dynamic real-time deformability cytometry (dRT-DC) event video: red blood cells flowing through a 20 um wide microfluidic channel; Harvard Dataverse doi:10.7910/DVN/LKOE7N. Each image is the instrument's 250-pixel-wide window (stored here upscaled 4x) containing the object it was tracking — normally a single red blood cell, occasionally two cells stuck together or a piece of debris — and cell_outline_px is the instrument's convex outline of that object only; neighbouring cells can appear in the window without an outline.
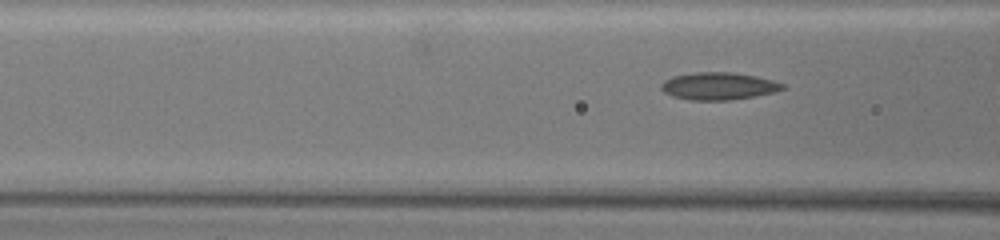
{"species": "common noctule bat (a hibernating species)", "species_latin": "Nyctalus noctula", "temperature_condition": "warm", "stored_images_in_passage": 46, "camera_frame_rate_fps": 3000, "um_per_image_px": 0.085, "animal": {"sex": "female", "body_mass_g": 19.5, "forearm_length_mm": 54.1}, "frame": {"image": 1, "passage_image": 18, "time_ms": 5.667, "image_size_px": [1000, 240], "cell_outline_px": [[784, 88], [772, 92], [756, 96], [732, 100], [688, 100], [672, 96], [664, 92], [660, 88], [660, 84], [664, 80], [672, 76], [692, 72], [732, 72], [756, 76], [772, 80], [784, 84]], "centroid_in_image_um": [61.02, 7.31], "position_along_channel_um": 105.6, "area_um2": 19.48}}
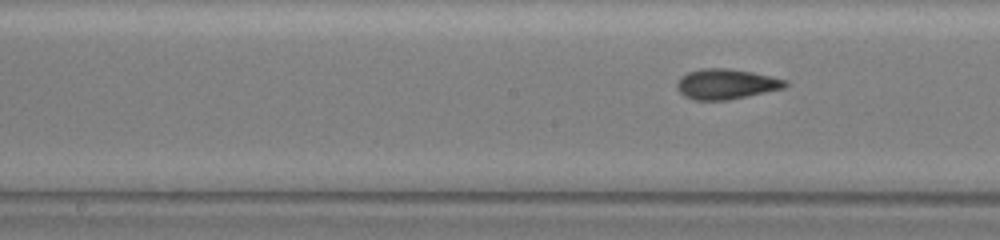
{"frame": {"image": 2, "passage_image": 26, "time_ms": 8.333, "image_size_px": [1000, 240], "cell_outline_px": [[788, 84], [784, 88], [728, 100], [692, 100], [684, 96], [676, 88], [676, 84], [680, 76], [688, 72], [700, 68], [728, 68], [752, 72], [772, 76], [788, 80]], "centroid_in_image_um": [61.7, 7.14], "position_along_channel_um": 186.5, "area_um2": 19.25}}
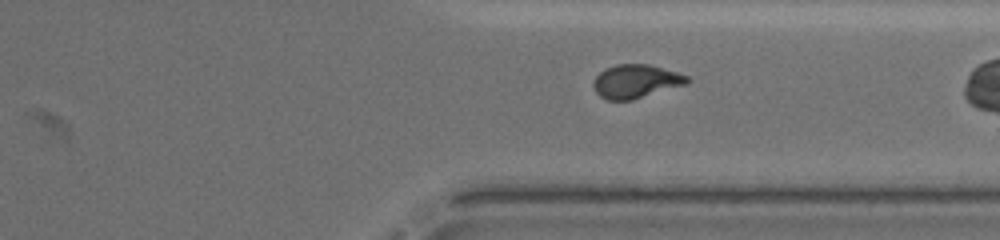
{"frame": {"image": 3, "passage_image": 43, "time_ms": 14.0, "image_size_px": [1000, 240], "cell_outline_px": [[692, 80], [688, 84], [632, 100], [608, 100], [600, 96], [596, 92], [592, 84], [596, 76], [604, 68], [616, 64], [648, 64], [676, 72], [688, 76]], "centroid_in_image_um": [54.06, 6.91], "position_along_channel_um": 357.3, "area_um2": 18.44}}